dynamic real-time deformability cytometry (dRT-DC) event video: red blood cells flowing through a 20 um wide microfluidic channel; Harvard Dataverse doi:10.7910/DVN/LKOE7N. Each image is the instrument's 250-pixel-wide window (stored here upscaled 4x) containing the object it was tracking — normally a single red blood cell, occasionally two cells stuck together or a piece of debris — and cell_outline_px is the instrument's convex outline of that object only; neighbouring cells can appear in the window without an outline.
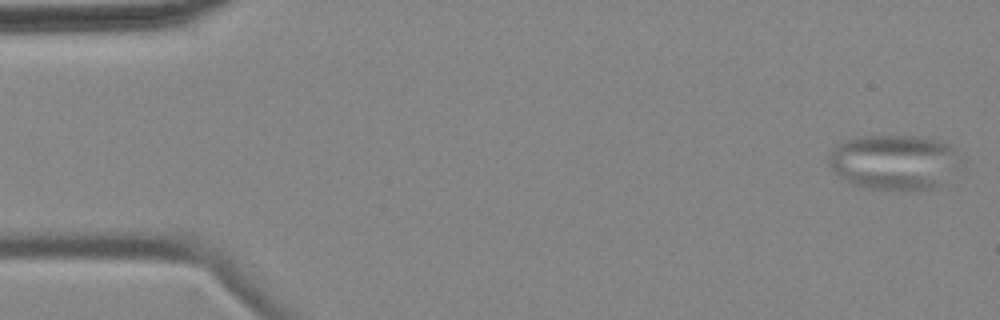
{"species": "common noctule bat (a hibernating species)", "species_latin": "Nyctalus noctula", "temperature_condition": "cold", "stored_images_in_passage": 4, "camera_frame_rate_fps": 3000, "um_per_image_px": 0.085, "animal": {"sex": "female", "body_mass_g": 18.4}, "frame": {"image": 1, "passage_image": 1, "time_ms": 0.0, "image_size_px": [1000, 320], "cell_outline_px": [[960, 164], [940, 184], [932, 188], [908, 192], [868, 188], [852, 184], [844, 180], [828, 164], [828, 160], [832, 148], [836, 144], [848, 140], [864, 136], [912, 136], [936, 140], [948, 144], [952, 148]], "centroid_in_image_um": [75.95, 13.81], "position_along_channel_um": 9.0, "area_um2": 42.08}}
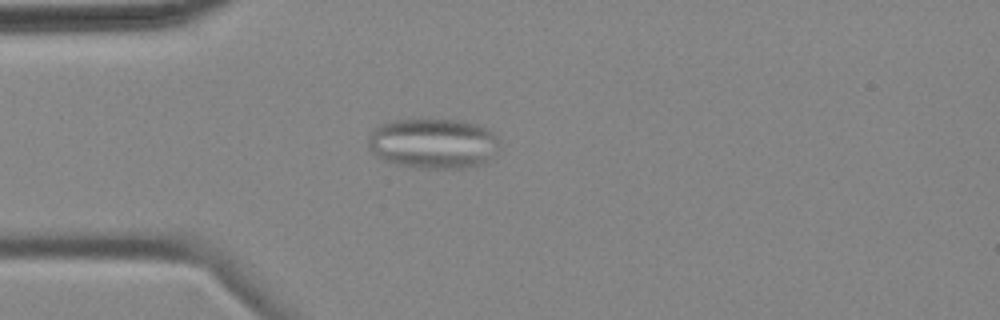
{"frame": {"image": 2, "passage_image": 4, "time_ms": 4.333, "image_size_px": [1000, 320], "cell_outline_px": [[500, 144], [492, 160], [484, 164], [464, 168], [416, 168], [396, 164], [384, 160], [376, 156], [368, 148], [368, 136], [380, 124], [392, 120], [460, 120], [476, 124], [488, 128], [500, 140]], "centroid_in_image_um": [36.86, 12.21], "position_along_channel_um": 48.1, "area_um2": 38.9}}